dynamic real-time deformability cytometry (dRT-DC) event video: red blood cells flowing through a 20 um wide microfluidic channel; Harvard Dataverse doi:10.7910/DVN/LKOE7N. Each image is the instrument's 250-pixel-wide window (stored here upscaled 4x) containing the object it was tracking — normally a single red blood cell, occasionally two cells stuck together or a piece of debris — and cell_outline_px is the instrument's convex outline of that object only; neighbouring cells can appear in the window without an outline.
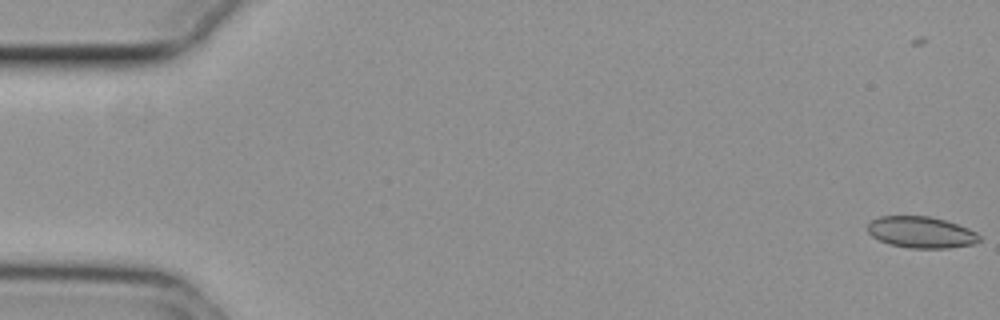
{"species": "common noctule bat (a hibernating species)", "species_latin": "Nyctalus noctula", "temperature_condition": "cold", "stored_images_in_passage": 57, "camera_frame_rate_fps": 3000, "um_per_image_px": 0.085, "animal": {"sex": "female", "body_mass_g": 29.2, "forearm_length_mm": 56.3}, "frame": {"image": 1, "passage_image": 2, "time_ms": 0.333, "image_size_px": [1000, 320], "cell_outline_px": [[980, 240], [972, 244], [948, 248], [908, 248], [888, 244], [872, 236], [868, 232], [868, 224], [872, 220], [880, 216], [928, 216], [944, 220], [968, 228], [976, 232], [980, 236]], "centroid_in_image_um": [78.28, 19.75], "position_along_channel_um": 6.7, "area_um2": 20.35}}
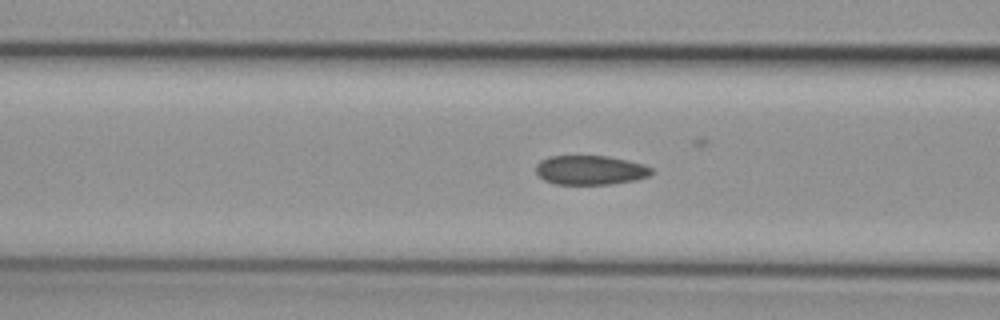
{"frame": {"image": 2, "passage_image": 23, "time_ms": 7.333, "image_size_px": [1000, 320], "cell_outline_px": [[656, 172], [648, 176], [636, 180], [612, 184], [556, 184], [544, 180], [536, 172], [536, 164], [540, 160], [548, 156], [608, 156], [644, 164], [652, 168]], "centroid_in_image_um": [50.2, 14.46], "position_along_channel_um": 116.4, "area_um2": 19.88}}
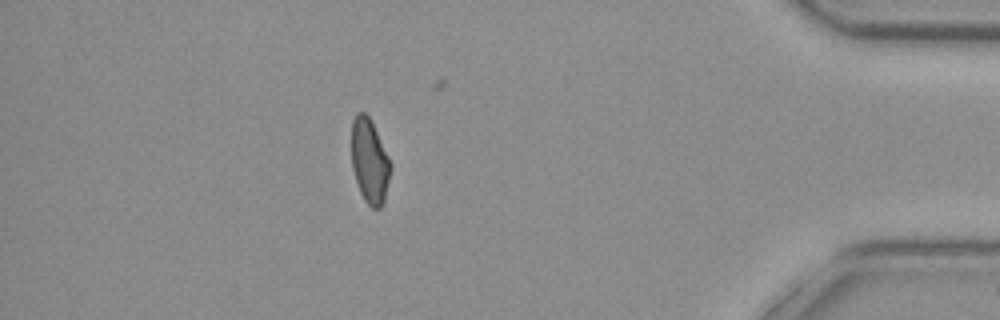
{"frame": {"image": 3, "passage_image": 50, "time_ms": 16.333, "image_size_px": [1000, 320], "cell_outline_px": [[392, 168], [384, 204], [380, 208], [372, 208], [364, 200], [360, 192], [352, 168], [352, 120], [356, 112], [364, 112], [368, 116], [392, 164]], "centroid_in_image_um": [31.43, 13.74], "position_along_channel_um": 403.8, "area_um2": 19.19}, "authors_computed_cell_mechanics": {"area_um2": 20.3456, "velocity_mm_per_s": 3.732, "shape_relaxation_time_tau1_ms": null, "shape_relaxation_time_tau2_ms": 2.7505, "deformation_change_tau1": null, "deformation_change_tau2": 0.0638}}